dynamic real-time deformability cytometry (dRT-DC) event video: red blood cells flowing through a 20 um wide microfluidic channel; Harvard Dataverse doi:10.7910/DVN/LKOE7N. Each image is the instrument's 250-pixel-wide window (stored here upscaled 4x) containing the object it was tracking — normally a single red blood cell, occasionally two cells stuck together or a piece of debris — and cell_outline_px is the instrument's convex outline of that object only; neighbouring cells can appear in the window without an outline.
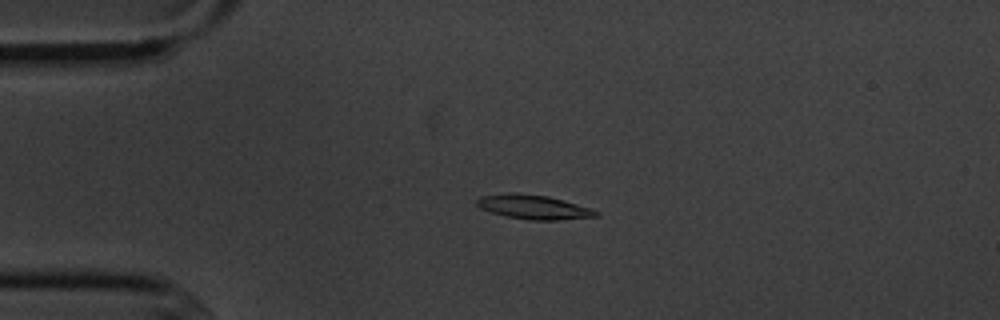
{"species": "common noctule bat (a hibernating species)", "species_latin": "Nyctalus noctula", "temperature_condition": "cold", "stored_images_in_passage": 5, "camera_frame_rate_fps": 3000, "um_per_image_px": 0.085, "animal": {"sex": "male", "body_mass_g": 20.1, "forearm_length_mm": 53.5}, "frame": {"image": 1, "passage_image": 4, "time_ms": 3.333, "image_size_px": [1000, 320], "cell_outline_px": [[600, 216], [556, 220], [528, 220], [508, 216], [492, 212], [480, 208], [476, 204], [476, 200], [480, 196], [512, 192], [548, 196], [592, 208], [600, 212]], "centroid_in_image_um": [45.38, 17.59], "position_along_channel_um": 39.6, "area_um2": 16.82}}